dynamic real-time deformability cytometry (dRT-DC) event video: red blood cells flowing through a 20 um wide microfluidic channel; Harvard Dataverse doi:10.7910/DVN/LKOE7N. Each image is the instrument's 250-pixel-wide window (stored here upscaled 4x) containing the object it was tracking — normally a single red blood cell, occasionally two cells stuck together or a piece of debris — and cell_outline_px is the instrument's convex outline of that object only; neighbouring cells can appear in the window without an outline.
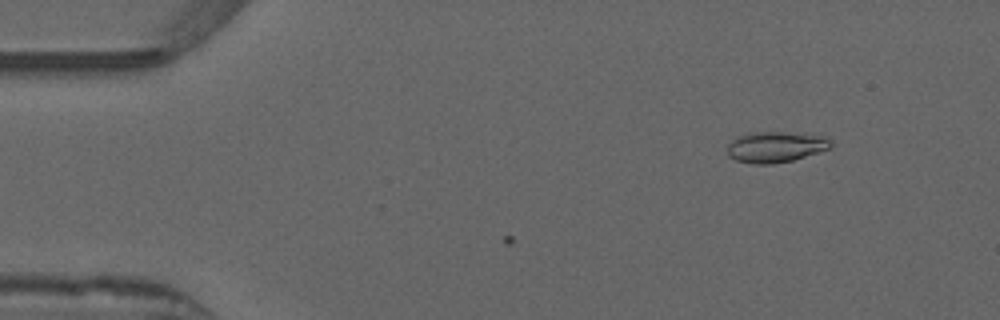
{"species": "common noctule bat (a hibernating species)", "species_latin": "Nyctalus noctula", "temperature_condition": "warm", "stored_images_in_passage": 6, "camera_frame_rate_fps": 3000, "um_per_image_px": 0.085, "animal": {"sex": "male", "forearm_length_mm": 52.5}, "frame": {"image": 1, "passage_image": 6, "time_ms": 1.667, "image_size_px": [1000, 320], "cell_outline_px": [[832, 144], [828, 148], [820, 152], [792, 160], [772, 164], [752, 164], [736, 160], [728, 156], [728, 144], [732, 140], [748, 132], [784, 132], [824, 136], [832, 140]], "centroid_in_image_um": [65.92, 12.49], "position_along_channel_um": 19.1, "area_um2": 18.55}}